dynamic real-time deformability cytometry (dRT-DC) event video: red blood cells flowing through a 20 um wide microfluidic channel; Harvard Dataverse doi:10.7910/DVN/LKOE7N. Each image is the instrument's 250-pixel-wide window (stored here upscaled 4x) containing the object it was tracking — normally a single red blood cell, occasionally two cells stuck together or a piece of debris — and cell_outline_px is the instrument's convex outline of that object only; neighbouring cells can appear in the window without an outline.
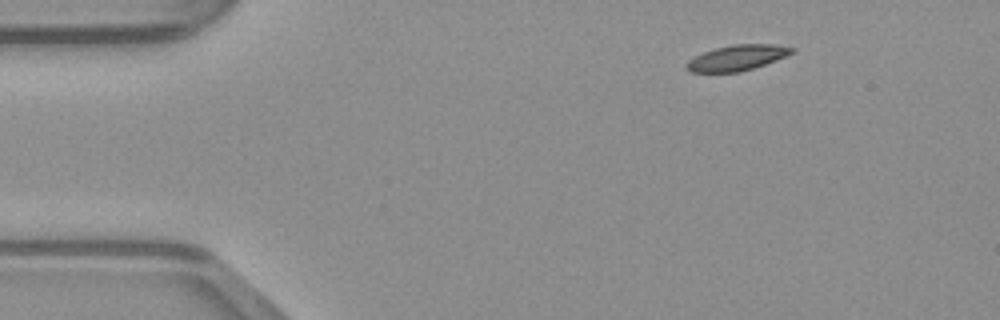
{"species": "common noctule bat (a hibernating species)", "species_latin": "Nyctalus noctula", "temperature_condition": "warm", "stored_images_in_passage": 43, "camera_frame_rate_fps": 3000, "um_per_image_px": 0.085, "animal": {"sex": "male", "body_mass_g": 23.1, "forearm_length_mm": 52.7}, "frame": {"image": 1, "passage_image": 1, "time_ms": 0.0, "image_size_px": [1000, 320], "cell_outline_px": [[796, 48], [792, 52], [776, 60], [740, 72], [688, 72], [684, 68], [684, 64], [688, 60], [704, 52], [716, 48], [732, 44], [776, 44]], "centroid_in_image_um": [62.6, 4.91], "position_along_channel_um": 22.4, "area_um2": 15.61}}
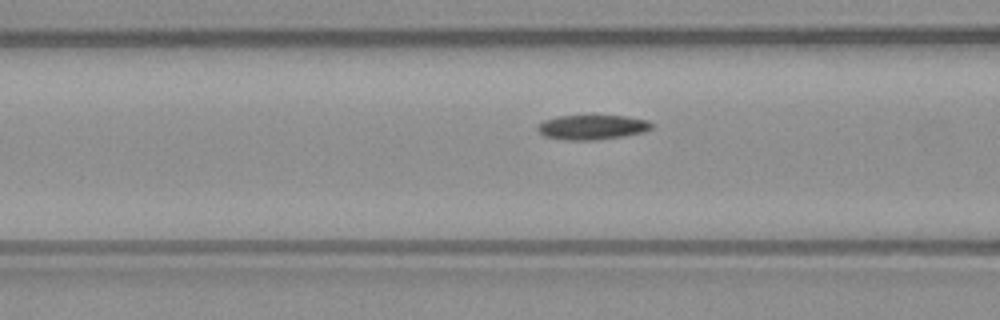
{"frame": {"image": 2, "passage_image": 13, "time_ms": 4.0, "image_size_px": [1000, 320], "cell_outline_px": [[652, 128], [644, 132], [624, 136], [596, 140], [564, 140], [544, 136], [536, 128], [536, 124], [544, 120], [556, 116], [624, 116], [648, 120], [652, 124]], "centroid_in_image_um": [50.3, 10.82], "position_along_channel_um": 116.3, "area_um2": 16.47}}
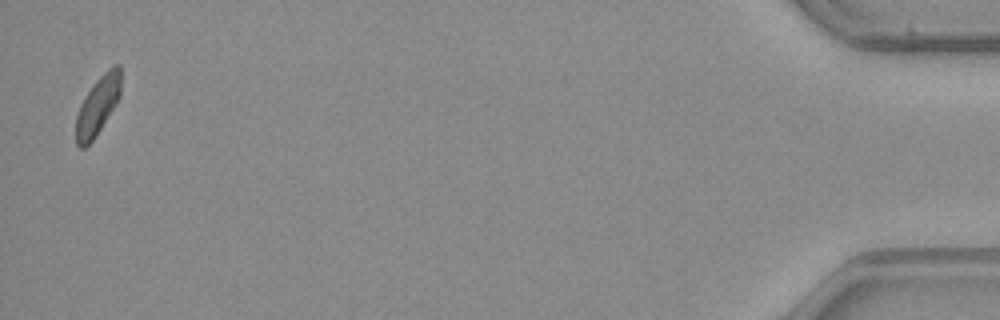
{"frame": {"image": 3, "passage_image": 42, "time_ms": 13.667, "image_size_px": [1000, 320], "cell_outline_px": [[120, 96], [116, 104], [92, 140], [84, 148], [80, 148], [76, 144], [76, 116], [80, 104], [96, 80], [112, 64], [120, 64]], "centroid_in_image_um": [8.3, 8.95], "position_along_channel_um": 426.9, "area_um2": 15.03}}